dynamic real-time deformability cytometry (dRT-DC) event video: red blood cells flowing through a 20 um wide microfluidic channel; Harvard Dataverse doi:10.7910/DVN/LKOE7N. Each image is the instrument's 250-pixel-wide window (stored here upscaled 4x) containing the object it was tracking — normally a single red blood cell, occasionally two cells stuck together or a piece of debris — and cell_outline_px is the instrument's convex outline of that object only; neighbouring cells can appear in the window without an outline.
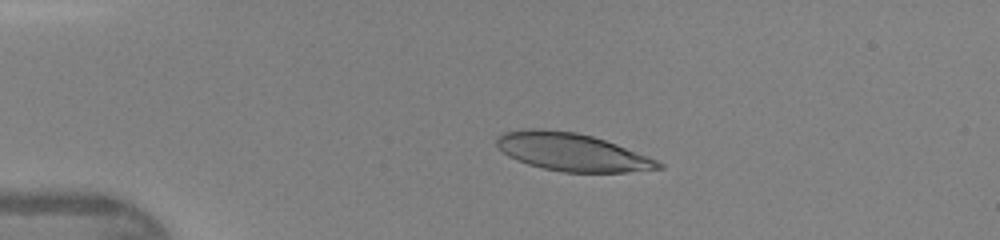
{"species": "human", "species_latin": "Homo sapiens", "temperature_condition": "warm", "stored_images_in_passage": 46, "camera_frame_rate_fps": 3000, "um_per_image_px": 0.085, "donor": {"sex": "female"}, "frame": {"image": 1, "passage_image": 10, "time_ms": 3.0, "image_size_px": [1000, 240], "cell_outline_px": [[664, 168], [628, 172], [564, 172], [544, 168], [528, 164], [516, 160], [508, 156], [496, 144], [496, 136], [504, 132], [524, 128], [540, 128], [576, 132], [592, 136], [616, 144], [648, 156], [664, 164]], "centroid_in_image_um": [48.59, 12.91], "position_along_channel_um": 36.4, "area_um2": 35.6}}
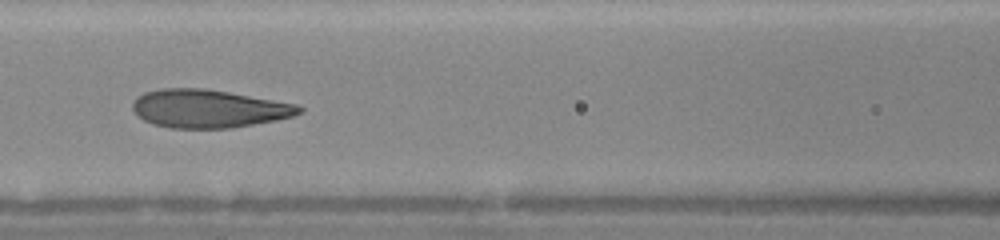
{"frame": {"image": 2, "passage_image": 21, "time_ms": 6.667, "image_size_px": [1000, 240], "cell_outline_px": [[304, 112], [292, 116], [276, 120], [232, 128], [172, 128], [152, 124], [136, 116], [132, 108], [132, 104], [144, 92], [160, 88], [204, 88], [228, 92], [296, 104], [304, 108]], "centroid_in_image_um": [17.72, 9.24], "position_along_channel_um": 148.9, "area_um2": 36.99}}
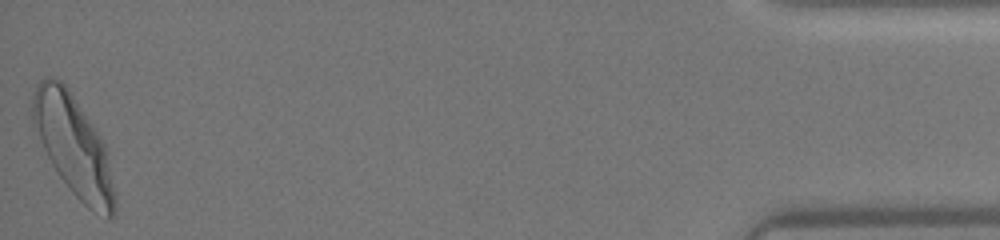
{"frame": {"image": 3, "passage_image": 46, "time_ms": 15.0, "image_size_px": [1000, 240], "cell_outline_px": [[116, 216], [108, 220], [92, 212], [72, 192], [60, 176], [52, 164], [44, 148], [32, 120], [32, 96], [40, 80], [44, 76], [48, 76], [60, 80], [68, 88], [92, 124], [104, 144], [116, 200]], "centroid_in_image_um": [6.26, 12.43], "position_along_channel_um": 428.9, "area_um2": 47.11}, "authors_computed_cell_mechanics": {"area_um2": 37.0787, "velocity_mm_per_s": 4.3556, "shape_relaxation_time_tau1_ms": 3.3815, "shape_relaxation_time_tau2_ms": null, "deformation_change_tau1": 0.1712, "deformation_change_tau2": null}}